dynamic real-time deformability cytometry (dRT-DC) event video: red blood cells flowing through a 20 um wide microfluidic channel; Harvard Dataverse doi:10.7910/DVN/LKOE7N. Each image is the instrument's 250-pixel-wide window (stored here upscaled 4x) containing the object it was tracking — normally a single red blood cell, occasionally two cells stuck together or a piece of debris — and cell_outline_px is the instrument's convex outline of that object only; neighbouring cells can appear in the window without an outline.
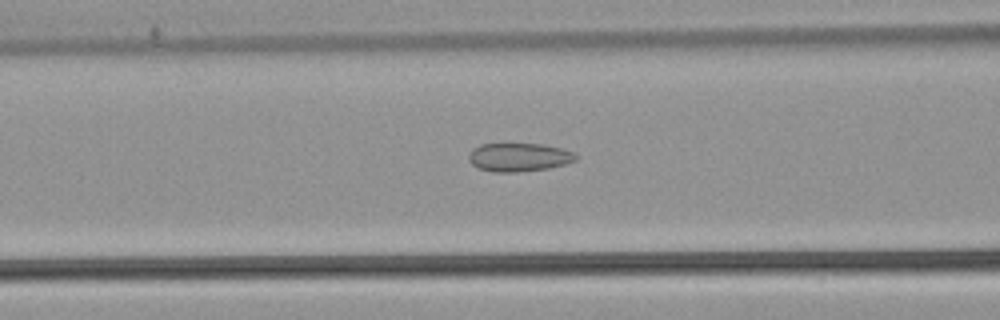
{"species": "common noctule bat (a hibernating species)", "species_latin": "Nyctalus noctula", "temperature_condition": "warm", "stored_images_in_passage": 53, "camera_frame_rate_fps": 3000, "um_per_image_px": 0.085, "animal": {"sex": "male", "body_mass_g": 21.5, "forearm_length_mm": 52.0}, "frame": {"image": 1, "passage_image": 22, "time_ms": 7.0, "image_size_px": [1000, 320], "cell_outline_px": [[576, 160], [564, 164], [548, 168], [516, 172], [492, 172], [476, 168], [468, 160], [468, 156], [472, 148], [480, 144], [544, 144], [560, 148], [572, 152], [576, 156]], "centroid_in_image_um": [44.04, 13.36], "position_along_channel_um": 122.6, "area_um2": 17.74}}
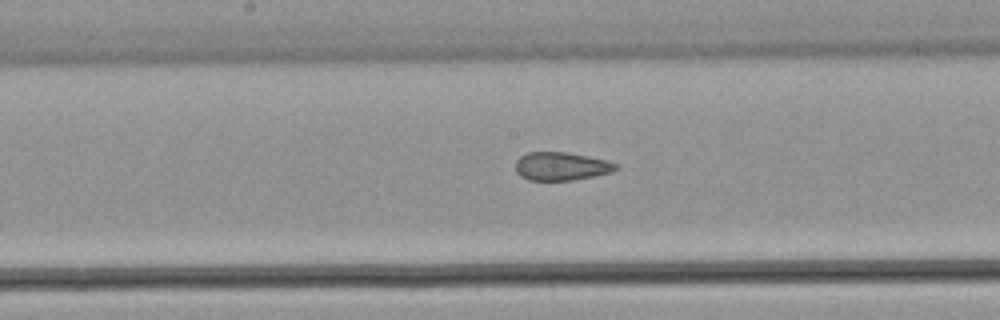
{"frame": {"image": 2, "passage_image": 28, "time_ms": 9.0, "image_size_px": [1000, 320], "cell_outline_px": [[616, 168], [612, 172], [572, 180], [528, 180], [520, 176], [516, 172], [516, 160], [520, 156], [528, 152], [564, 152], [588, 156], [604, 160], [616, 164]], "centroid_in_image_um": [47.64, 14.13], "position_along_channel_um": 200.6, "area_um2": 16.3}}
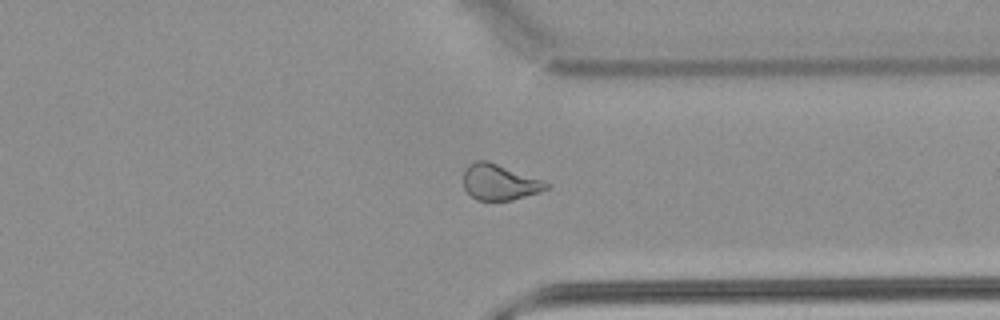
{"frame": {"image": 3, "passage_image": 41, "time_ms": 13.333, "image_size_px": [1000, 320], "cell_outline_px": [[548, 188], [540, 192], [512, 200], [476, 200], [464, 188], [464, 168], [468, 164], [476, 160], [488, 160], [540, 180], [548, 184]], "centroid_in_image_um": [42.4, 15.48], "position_along_channel_um": 369.0, "area_um2": 17.05}, "authors_computed_cell_mechanics": {"area_um2": 18.9584, "velocity_mm_per_s": 3.8947, "shape_relaxation_time_tau1_ms": null, "shape_relaxation_time_tau2_ms": 1.6694, "deformation_change_tau1": null, "deformation_change_tau2": 0.0779}}